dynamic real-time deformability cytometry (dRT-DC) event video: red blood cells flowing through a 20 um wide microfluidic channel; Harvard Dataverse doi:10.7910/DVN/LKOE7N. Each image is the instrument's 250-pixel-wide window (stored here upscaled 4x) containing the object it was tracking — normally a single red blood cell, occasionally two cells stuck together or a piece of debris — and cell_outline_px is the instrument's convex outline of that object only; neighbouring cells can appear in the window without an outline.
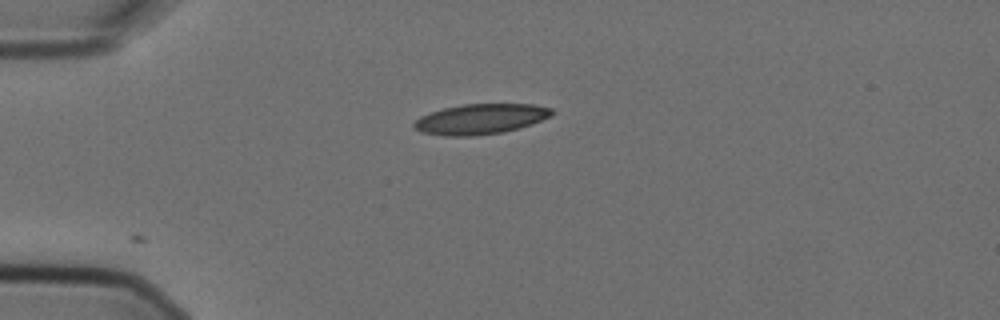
{"species": "Egyptian fruit bat (a non-hibernating species)", "species_latin": "Rousettus aegyptiacus", "temperature_condition": "cold", "stored_images_in_passage": 2, "camera_frame_rate_fps": 3000, "um_per_image_px": 0.085, "animal": {"sex": "female"}, "frame": {"image": 1, "passage_image": 1, "time_ms": 0.0, "image_size_px": [1000, 320], "cell_outline_px": [[552, 112], [548, 116], [532, 124], [504, 132], [476, 136], [444, 136], [420, 132], [412, 124], [420, 116], [444, 108], [464, 104], [532, 104], [552, 108]], "centroid_in_image_um": [40.81, 10.13], "position_along_channel_um": 44.2, "area_um2": 24.16}}